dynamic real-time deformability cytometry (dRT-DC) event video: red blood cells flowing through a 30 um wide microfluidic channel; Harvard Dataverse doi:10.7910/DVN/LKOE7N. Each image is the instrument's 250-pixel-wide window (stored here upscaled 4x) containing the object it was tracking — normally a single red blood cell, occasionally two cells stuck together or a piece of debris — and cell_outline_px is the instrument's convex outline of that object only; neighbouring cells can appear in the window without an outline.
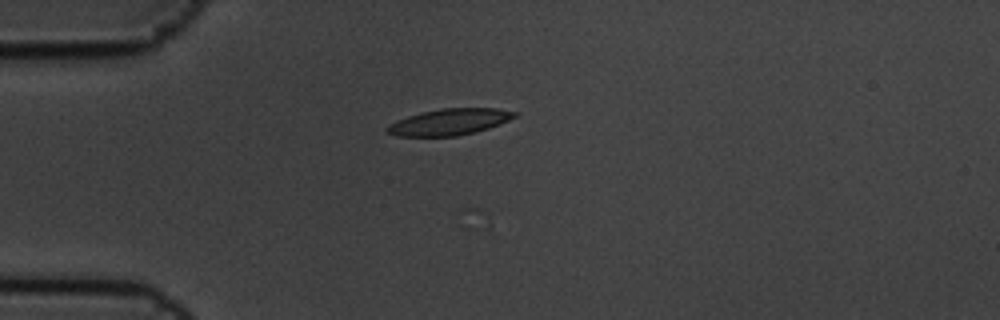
{"species": "common noctule bat (a hibernating species)", "species_latin": "Nyctalus noctula", "temperature_condition": "cold", "stored_images_in_passage": 6, "camera_frame_rate_fps": 3000, "um_per_image_px": 0.085, "animal": {"sex": "male", "body_mass_g": 19.5, "forearm_length_mm": 54.6}, "frame": {"image": 1, "passage_image": 4, "time_ms": 1.0, "image_size_px": [1000, 320], "cell_outline_px": [[520, 112], [516, 116], [500, 124], [488, 128], [456, 136], [396, 136], [388, 132], [384, 128], [388, 124], [396, 120], [420, 112], [440, 108], [496, 108]], "centroid_in_image_um": [38.18, 10.35], "position_along_channel_um": 46.8, "area_um2": 19.59}}
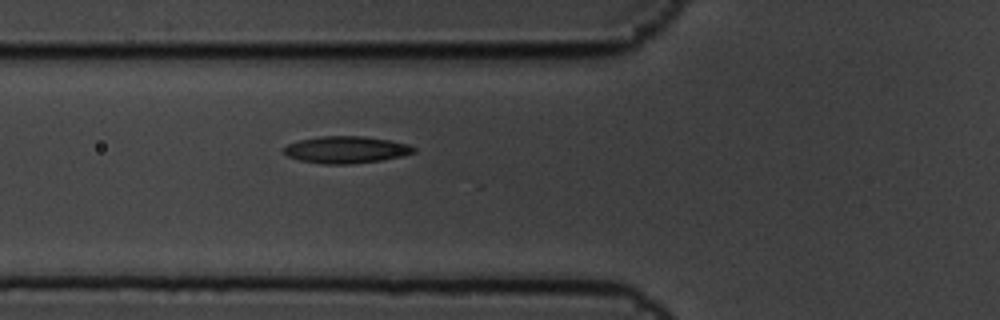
{"frame": {"image": 2, "passage_image": 6, "time_ms": 1.667, "image_size_px": [1000, 320], "cell_outline_px": [[416, 152], [400, 156], [380, 160], [348, 164], [324, 164], [300, 160], [288, 156], [284, 152], [284, 148], [288, 144], [300, 140], [320, 136], [364, 136], [392, 140], [408, 144], [416, 148]], "centroid_in_image_um": [29.44, 12.71], "position_along_channel_um": 96.4, "area_um2": 20.29}}